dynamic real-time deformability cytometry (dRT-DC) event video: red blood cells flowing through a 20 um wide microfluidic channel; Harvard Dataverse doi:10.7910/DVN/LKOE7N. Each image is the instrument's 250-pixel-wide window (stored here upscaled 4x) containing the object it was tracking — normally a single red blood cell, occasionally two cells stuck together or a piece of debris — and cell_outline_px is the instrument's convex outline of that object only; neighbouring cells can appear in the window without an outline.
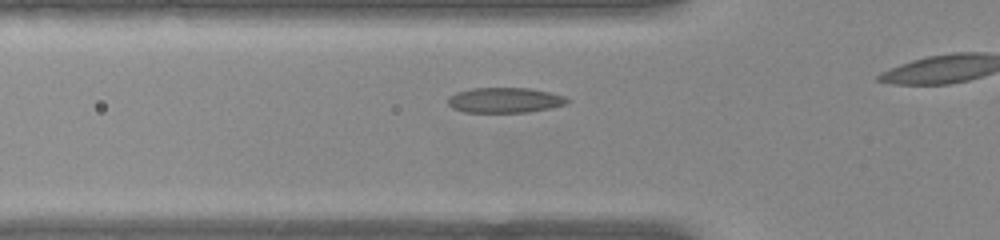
{"species": "common noctule bat (a hibernating species)", "species_latin": "Nyctalus noctula", "temperature_condition": "warm", "stored_images_in_passage": 12, "camera_frame_rate_fps": 3000, "um_per_image_px": 0.085, "animal": {"sex": "female", "body_mass_g": 22.0, "forearm_length_mm": 56.7}, "frame": {"image": 1, "passage_image": 7, "time_ms": 2.0, "image_size_px": [1000, 240], "cell_outline_px": [[572, 100], [564, 104], [552, 108], [528, 112], [464, 112], [452, 108], [448, 104], [448, 96], [456, 92], [468, 88], [532, 88], [552, 92], [564, 96]], "centroid_in_image_um": [42.91, 8.5], "position_along_channel_um": 82.9, "area_um2": 17.8}}
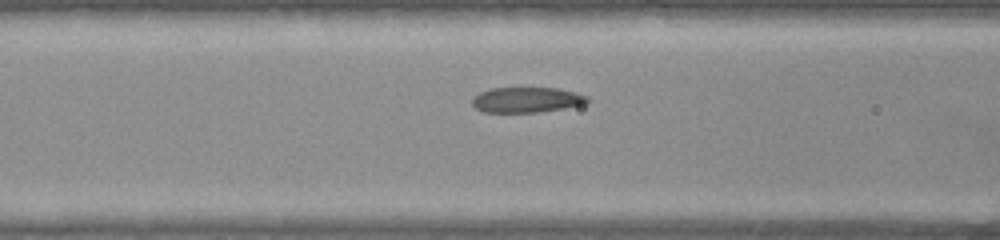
{"frame": {"image": 2, "passage_image": 10, "time_ms": 3.0, "image_size_px": [1000, 240], "cell_outline_px": [[588, 100], [584, 104], [564, 108], [540, 112], [484, 112], [476, 108], [472, 104], [472, 96], [488, 88], [556, 88], [576, 92], [588, 96]], "centroid_in_image_um": [44.74, 8.48], "position_along_channel_um": 121.9, "area_um2": 17.05}}